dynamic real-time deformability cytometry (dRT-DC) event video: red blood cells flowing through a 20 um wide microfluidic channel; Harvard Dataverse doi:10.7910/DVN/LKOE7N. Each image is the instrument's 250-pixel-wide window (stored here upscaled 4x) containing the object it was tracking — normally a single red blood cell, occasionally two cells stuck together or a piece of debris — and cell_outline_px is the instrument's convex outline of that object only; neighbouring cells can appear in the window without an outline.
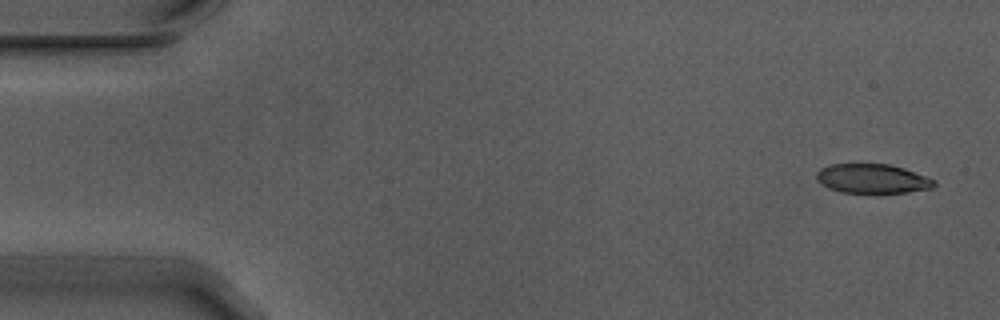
{"species": "Egyptian fruit bat (a non-hibernating species)", "species_latin": "Rousettus aegyptiacus", "temperature_condition": "warm", "stored_images_in_passage": 2, "segment_of_instrument_passage": [2, 2], "camera_frame_rate_fps": 3000, "um_per_image_px": 0.085, "animal": {"sex": "male"}, "frame": {"image": 1, "passage_image": 2, "time_ms": 0.333, "image_size_px": [1000, 320], "cell_outline_px": [[936, 184], [932, 188], [908, 192], [840, 192], [828, 188], [816, 180], [816, 172], [820, 168], [832, 164], [888, 164], [904, 168], [928, 176], [936, 180]], "centroid_in_image_um": [74.16, 15.18], "position_along_channel_um": 10.8, "area_um2": 20.11}}